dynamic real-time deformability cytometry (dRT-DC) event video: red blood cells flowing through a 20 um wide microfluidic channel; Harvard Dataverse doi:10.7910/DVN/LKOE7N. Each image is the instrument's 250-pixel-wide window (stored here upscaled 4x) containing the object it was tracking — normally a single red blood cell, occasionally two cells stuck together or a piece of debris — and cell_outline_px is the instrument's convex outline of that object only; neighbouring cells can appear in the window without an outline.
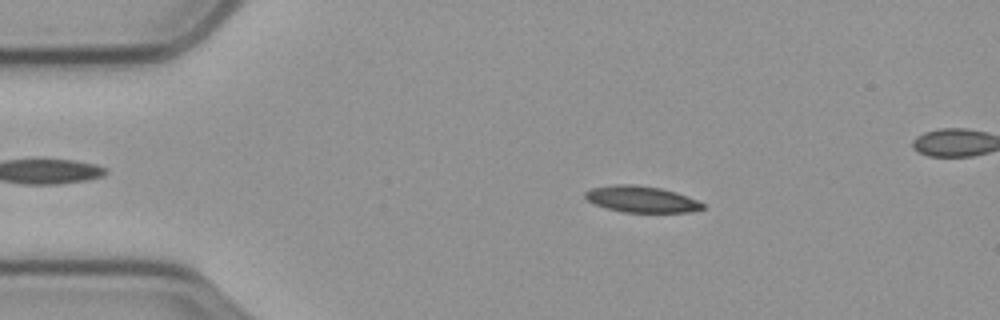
{"species": "common noctule bat (a hibernating species)", "species_latin": "Nyctalus noctula", "temperature_condition": "cold", "stored_images_in_passage": 35, "camera_frame_rate_fps": 3000, "um_per_image_px": 0.085, "animal": {"sex": "male", "body_mass_g": 23.1, "forearm_length_mm": 52.7}, "frame": {"image": 1, "passage_image": 10, "time_ms": 3.0, "image_size_px": [1000, 320], "cell_outline_px": [[704, 208], [692, 212], [624, 212], [608, 208], [596, 204], [588, 200], [584, 196], [584, 192], [592, 188], [616, 184], [636, 184], [660, 188], [676, 192], [696, 200], [704, 204]], "centroid_in_image_um": [54.53, 16.93], "position_along_channel_um": 30.5, "area_um2": 17.86}}
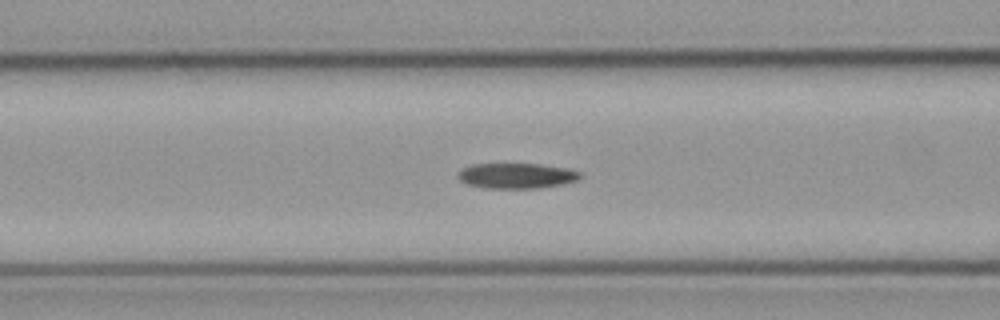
{"frame": {"image": 2, "passage_image": 22, "time_ms": 7.0, "image_size_px": [1000, 320], "cell_outline_px": [[580, 176], [576, 180], [560, 184], [540, 188], [484, 188], [464, 184], [456, 176], [464, 168], [472, 164], [540, 164], [568, 168], [580, 172]], "centroid_in_image_um": [43.86, 14.94], "position_along_channel_um": 122.7, "area_um2": 17.98}}
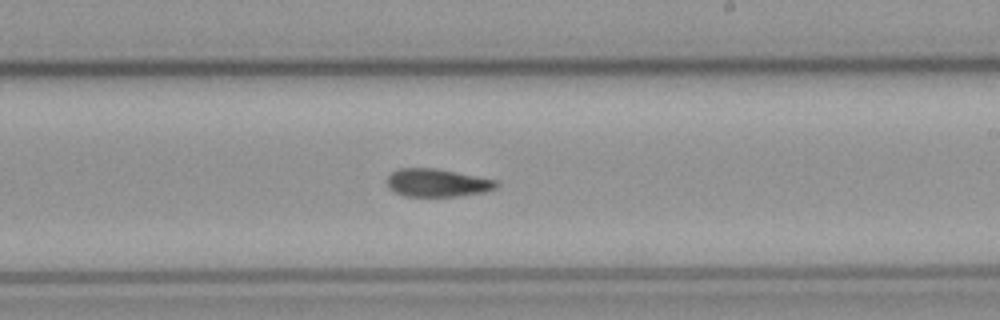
{"frame": {"image": 3, "passage_image": 33, "time_ms": 10.667, "image_size_px": [1000, 320], "cell_outline_px": [[500, 184], [496, 188], [484, 192], [460, 196], [404, 196], [388, 188], [388, 176], [392, 172], [400, 168], [432, 168], [496, 180]], "centroid_in_image_um": [37.16, 15.55], "position_along_channel_um": 251.8, "area_um2": 17.57}}